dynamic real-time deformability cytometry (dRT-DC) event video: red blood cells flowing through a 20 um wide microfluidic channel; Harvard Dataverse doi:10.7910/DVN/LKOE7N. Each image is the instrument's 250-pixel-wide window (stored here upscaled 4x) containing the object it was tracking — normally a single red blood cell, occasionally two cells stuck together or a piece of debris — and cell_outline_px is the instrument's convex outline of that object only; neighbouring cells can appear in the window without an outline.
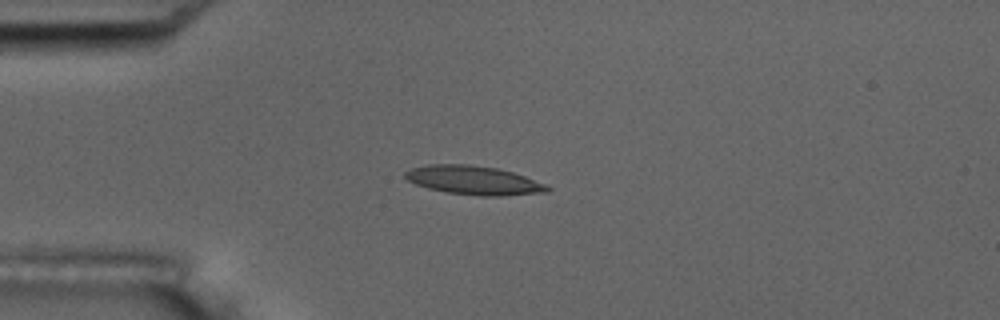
{"species": "common noctule bat (a hibernating species)", "species_latin": "Nyctalus noctula", "temperature_condition": "room temperature", "stored_images_in_passage": 8, "camera_frame_rate_fps": 3000, "um_per_image_px": 0.085, "animal": {"sex": "male", "body_mass_g": 17.5, "forearm_length_mm": 52.3}, "frame": {"image": 1, "passage_image": 4, "time_ms": 1.0, "image_size_px": [1000, 320], "cell_outline_px": [[552, 188], [548, 192], [500, 196], [480, 196], [444, 192], [428, 188], [416, 184], [408, 180], [404, 176], [404, 172], [412, 168], [428, 164], [468, 164], [496, 168], [512, 172], [524, 176], [544, 184]], "centroid_in_image_um": [40.24, 15.33], "position_along_channel_um": 44.8, "area_um2": 23.81}}
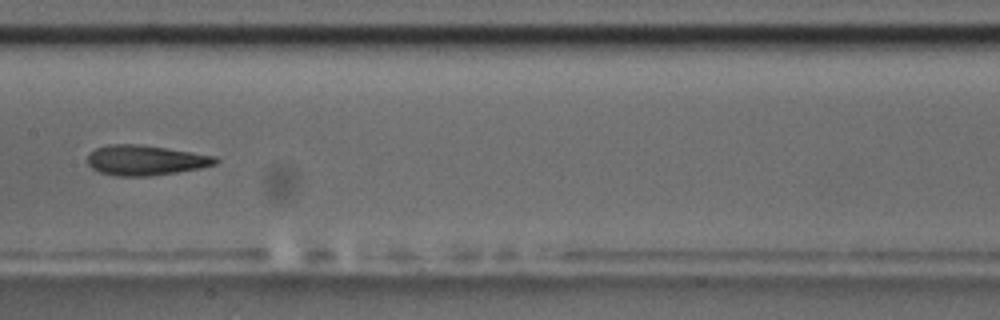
{"frame": {"image": 2, "passage_image": 8, "time_ms": 2.333, "image_size_px": [1000, 320], "cell_outline_px": [[220, 160], [216, 164], [200, 168], [176, 172], [148, 176], [116, 176], [100, 172], [92, 168], [88, 164], [88, 152], [96, 148], [108, 144], [140, 144], [216, 156]], "centroid_in_image_um": [12.35, 13.61], "position_along_channel_um": 195.1, "area_um2": 22.43}}